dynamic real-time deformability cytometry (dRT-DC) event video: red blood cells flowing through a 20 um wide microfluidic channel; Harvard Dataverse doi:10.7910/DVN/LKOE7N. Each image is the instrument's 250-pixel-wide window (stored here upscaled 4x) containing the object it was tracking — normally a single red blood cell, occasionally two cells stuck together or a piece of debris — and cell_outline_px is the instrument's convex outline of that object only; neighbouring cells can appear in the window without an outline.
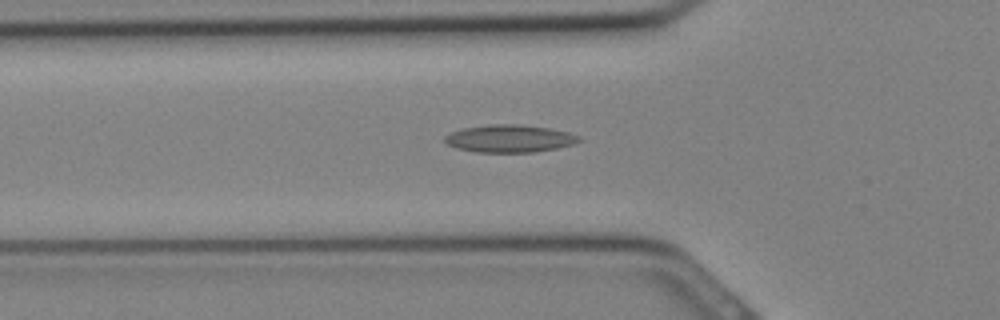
{"species": "Egyptian fruit bat (a non-hibernating species)", "species_latin": "Rousettus aegyptiacus", "temperature_condition": "cold", "stored_images_in_passage": 31, "segment_of_instrument_passage": [1, 2], "camera_frame_rate_fps": 3000, "um_per_image_px": 0.085, "animal": {"sex": "female"}, "frame": {"image": 1, "passage_image": 10, "time_ms": 3.0, "image_size_px": [1000, 320], "cell_outline_px": [[580, 140], [572, 144], [556, 148], [532, 152], [476, 152], [456, 148], [448, 144], [444, 140], [444, 136], [452, 132], [464, 128], [488, 124], [520, 124], [548, 128], [568, 132], [580, 136]], "centroid_in_image_um": [43.29, 11.77], "position_along_channel_um": 82.5, "area_um2": 21.39}}
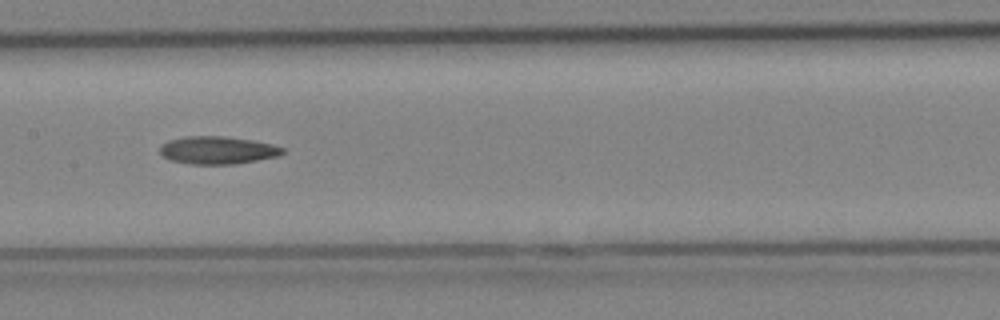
{"frame": {"image": 2, "passage_image": 15, "time_ms": 4.667, "image_size_px": [1000, 320], "cell_outline_px": [[284, 152], [280, 156], [232, 164], [192, 164], [172, 160], [164, 156], [160, 152], [160, 144], [168, 140], [184, 136], [224, 136], [252, 140], [272, 144], [284, 148]], "centroid_in_image_um": [18.49, 12.75], "position_along_channel_um": 188.9, "area_um2": 19.77}}
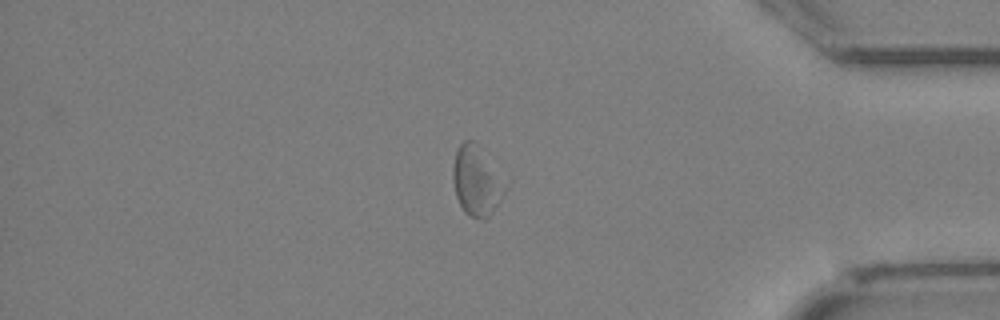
{"frame": {"image": 3, "passage_image": 26, "time_ms": 8.333, "image_size_px": [1000, 320], "cell_outline_px": [[500, 200], [488, 216], [484, 220], [480, 220], [468, 216], [464, 212], [456, 196], [452, 180], [452, 168], [456, 152], [460, 144], [464, 140], [476, 140]], "centroid_in_image_um": [40.24, 15.44], "position_along_channel_um": 395.0, "area_um2": 18.38}}